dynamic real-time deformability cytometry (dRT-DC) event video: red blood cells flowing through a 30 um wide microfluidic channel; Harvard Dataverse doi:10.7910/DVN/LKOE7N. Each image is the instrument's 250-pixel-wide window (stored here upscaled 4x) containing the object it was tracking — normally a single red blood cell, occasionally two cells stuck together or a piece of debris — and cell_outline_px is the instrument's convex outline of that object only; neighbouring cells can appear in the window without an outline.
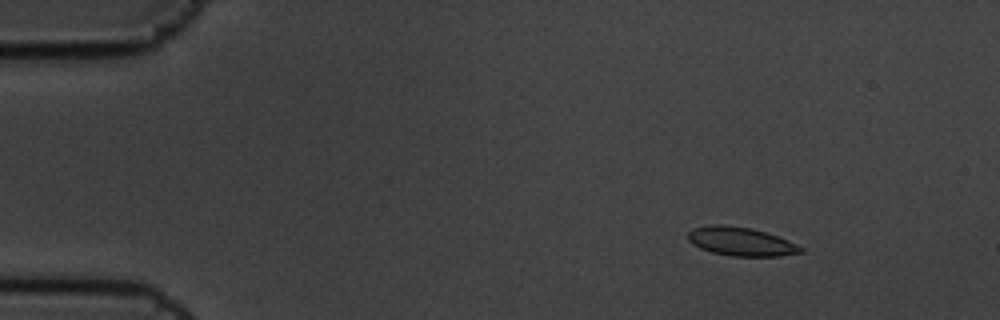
{"species": "common noctule bat (a hibernating species)", "species_latin": "Nyctalus noctula", "temperature_condition": "cold", "stored_images_in_passage": 5, "camera_frame_rate_fps": 3000, "um_per_image_px": 0.085, "animal": {"sex": "male", "body_mass_g": 19.5, "forearm_length_mm": 54.6}, "frame": {"image": 1, "passage_image": 2, "time_ms": 0.333, "image_size_px": [1000, 320], "cell_outline_px": [[804, 252], [780, 256], [732, 256], [712, 252], [700, 248], [692, 244], [688, 240], [688, 232], [692, 228], [716, 224], [720, 224], [752, 228], [788, 240], [804, 248]], "centroid_in_image_um": [62.97, 20.53], "position_along_channel_um": 22.0, "area_um2": 18.79}}
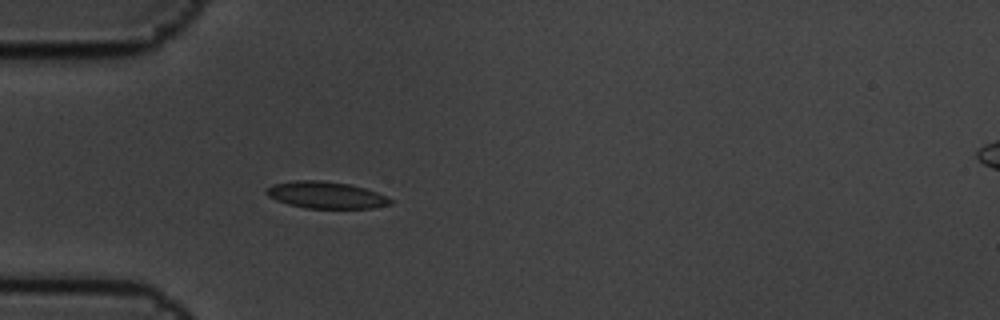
{"frame": {"image": 2, "passage_image": 5, "time_ms": 1.333, "image_size_px": [1000, 320], "cell_outline_px": [[392, 204], [376, 208], [304, 208], [288, 204], [276, 200], [268, 196], [264, 192], [264, 188], [272, 184], [296, 180], [320, 180], [348, 184], [364, 188], [376, 192], [392, 200]], "centroid_in_image_um": [27.65, 16.58], "position_along_channel_um": 57.3, "area_um2": 19.42}}